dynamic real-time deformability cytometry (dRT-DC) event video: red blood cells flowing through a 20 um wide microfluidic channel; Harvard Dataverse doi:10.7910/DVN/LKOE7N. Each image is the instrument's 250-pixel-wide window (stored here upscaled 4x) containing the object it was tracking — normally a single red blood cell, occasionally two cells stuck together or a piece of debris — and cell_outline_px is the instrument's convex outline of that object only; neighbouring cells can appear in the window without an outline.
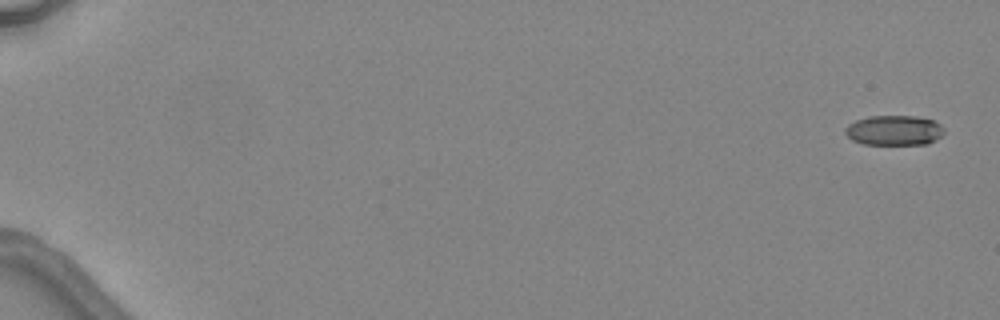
{"species": "common noctule bat (a hibernating species)", "species_latin": "Nyctalus noctula", "temperature_condition": "warm", "stored_images_in_passage": 5, "camera_frame_rate_fps": 3000, "um_per_image_px": 0.085, "animal": {"sex": "female", "body_mass_g": 24.6, "forearm_length_mm": 56.2}, "frame": {"image": 1, "passage_image": 1, "time_ms": 0.0, "image_size_px": [1000, 320], "cell_outline_px": [[944, 132], [936, 140], [928, 144], [864, 144], [852, 140], [844, 132], [844, 128], [848, 124], [856, 120], [868, 116], [916, 116], [932, 120], [940, 124], [944, 128]], "centroid_in_image_um": [75.99, 11.08], "position_along_channel_um": 9.0, "area_um2": 17.34}}
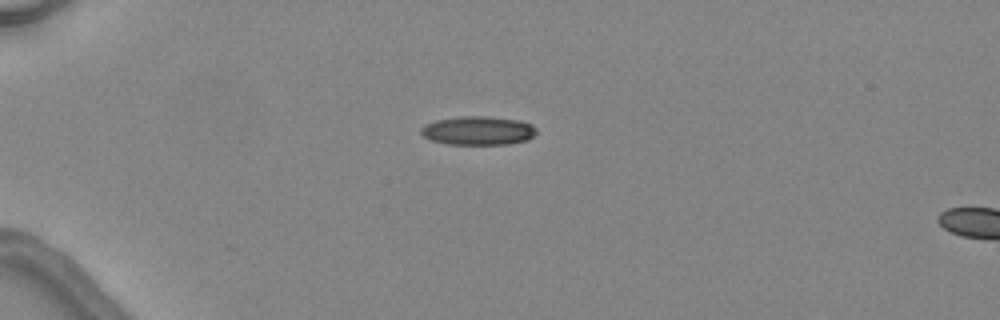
{"frame": {"image": 2, "passage_image": 4, "time_ms": 4.333, "image_size_px": [1000, 320], "cell_outline_px": [[536, 132], [528, 140], [508, 144], [448, 144], [432, 140], [424, 136], [420, 132], [420, 128], [424, 124], [436, 120], [460, 116], [488, 116], [520, 120], [532, 124], [536, 128]], "centroid_in_image_um": [40.64, 11.09], "position_along_channel_um": 44.4, "area_um2": 19.42}}